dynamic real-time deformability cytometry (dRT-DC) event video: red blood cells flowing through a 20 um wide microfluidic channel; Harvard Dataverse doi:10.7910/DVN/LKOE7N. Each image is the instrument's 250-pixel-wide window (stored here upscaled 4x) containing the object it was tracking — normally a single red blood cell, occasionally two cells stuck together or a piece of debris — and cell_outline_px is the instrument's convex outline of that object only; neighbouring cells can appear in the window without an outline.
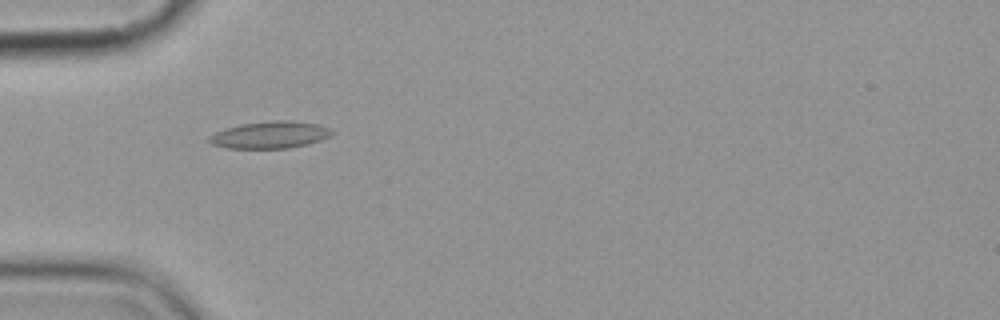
{"species": "common noctule bat (a hibernating species)", "species_latin": "Nyctalus noctula", "temperature_condition": "cold", "stored_images_in_passage": 6, "camera_frame_rate_fps": 3000, "um_per_image_px": 0.085, "animal": {"sex": "female", "body_mass_g": 19.9}, "frame": {"image": 1, "passage_image": 5, "time_ms": 5.0, "image_size_px": [1000, 320], "cell_outline_px": [[332, 132], [328, 136], [320, 140], [308, 144], [288, 148], [224, 148], [212, 144], [208, 140], [208, 136], [224, 128], [240, 124], [272, 120], [292, 120], [316, 124], [328, 128]], "centroid_in_image_um": [22.89, 11.46], "position_along_channel_um": 62.1, "area_um2": 19.25}}
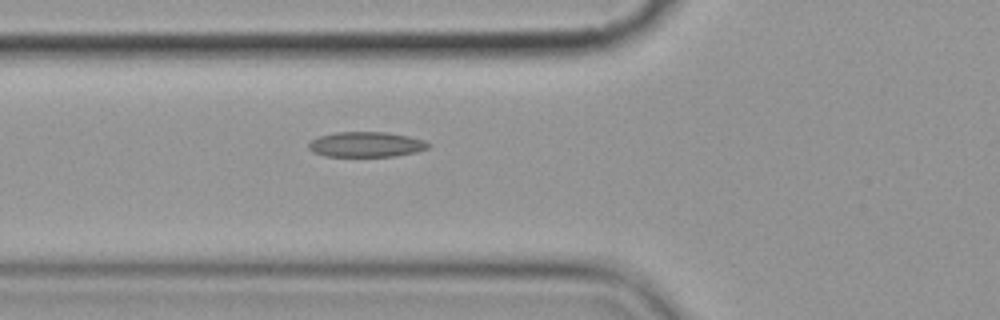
{"frame": {"image": 2, "passage_image": 6, "time_ms": 6.0, "image_size_px": [1000, 320], "cell_outline_px": [[432, 144], [428, 148], [416, 152], [396, 156], [324, 156], [312, 152], [308, 148], [308, 144], [312, 140], [320, 136], [336, 132], [388, 132], [408, 136], [424, 140]], "centroid_in_image_um": [31.14, 12.28], "position_along_channel_um": 94.7, "area_um2": 17.63}}